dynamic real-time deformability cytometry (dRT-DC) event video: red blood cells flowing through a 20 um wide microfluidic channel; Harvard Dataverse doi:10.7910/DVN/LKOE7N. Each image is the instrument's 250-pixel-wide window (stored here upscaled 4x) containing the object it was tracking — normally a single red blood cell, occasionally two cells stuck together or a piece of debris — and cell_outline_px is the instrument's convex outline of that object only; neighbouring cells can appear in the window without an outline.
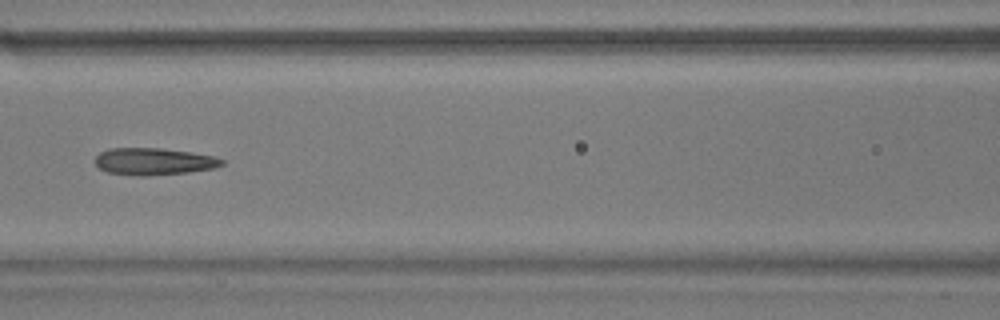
{"species": "common noctule bat (a hibernating species)", "species_latin": "Nyctalus noctula", "temperature_condition": "warm", "stored_images_in_passage": 7, "camera_frame_rate_fps": 3000, "um_per_image_px": 0.085, "animal": {"sex": "male", "body_mass_g": 17.9}, "frame": {"image": 1, "passage_image": 7, "time_ms": 2.0, "image_size_px": [1000, 320], "cell_outline_px": [[224, 164], [216, 168], [188, 172], [144, 176], [140, 176], [108, 172], [100, 168], [96, 164], [96, 156], [100, 152], [108, 148], [160, 148], [192, 152], [212, 156], [224, 160]], "centroid_in_image_um": [13.09, 13.72], "position_along_channel_um": 153.5, "area_um2": 19.88}}